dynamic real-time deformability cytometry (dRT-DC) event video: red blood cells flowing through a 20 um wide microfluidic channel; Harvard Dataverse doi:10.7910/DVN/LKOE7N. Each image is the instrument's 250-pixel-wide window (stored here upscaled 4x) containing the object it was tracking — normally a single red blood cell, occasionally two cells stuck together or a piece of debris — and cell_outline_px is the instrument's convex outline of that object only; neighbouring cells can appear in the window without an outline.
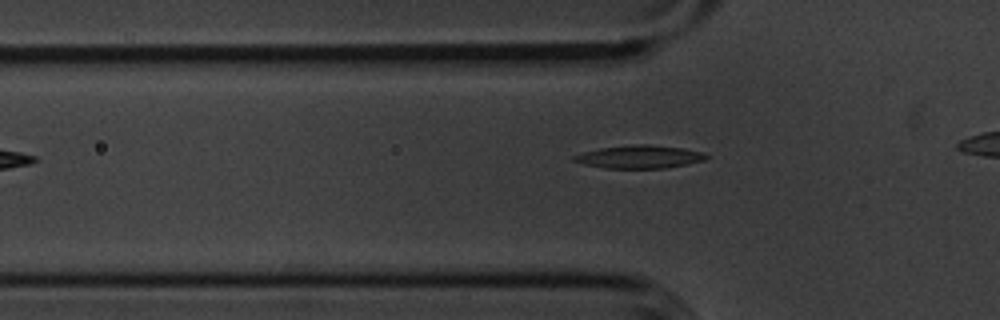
{"species": "common noctule bat (a hibernating species)", "species_latin": "Nyctalus noctula", "temperature_condition": "cold", "stored_images_in_passage": 16, "camera_frame_rate_fps": 3000, "um_per_image_px": 0.085, "animal": {"sex": "male", "body_mass_g": 20.1, "forearm_length_mm": 53.5}, "frame": {"image": 1, "passage_image": 3, "time_ms": 0.667, "image_size_px": [1000, 320], "cell_outline_px": [[708, 156], [704, 160], [664, 168], [604, 168], [584, 164], [572, 160], [572, 156], [584, 152], [600, 148], [636, 144], [648, 144], [684, 148], [704, 152]], "centroid_in_image_um": [54.34, 13.32], "position_along_channel_um": 71.5, "area_um2": 17.57}}
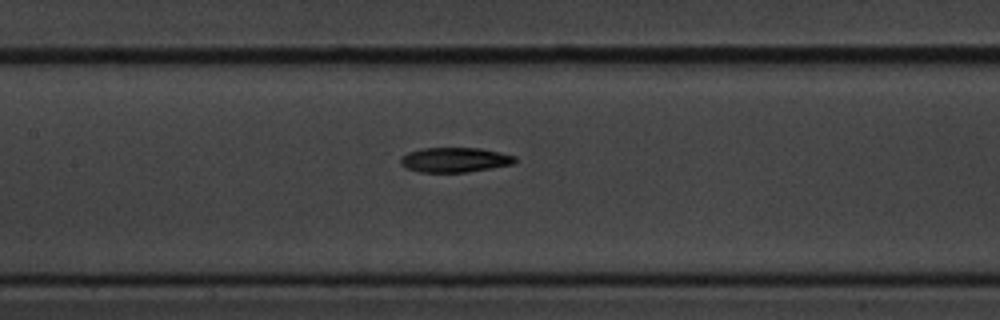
{"frame": {"image": 2, "passage_image": 11, "time_ms": 3.333, "image_size_px": [1000, 320], "cell_outline_px": [[516, 160], [512, 164], [492, 168], [468, 172], [420, 172], [404, 168], [400, 164], [400, 156], [408, 152], [420, 148], [480, 148], [500, 152], [516, 156]], "centroid_in_image_um": [38.61, 13.58], "position_along_channel_um": 168.8, "area_um2": 16.7}}
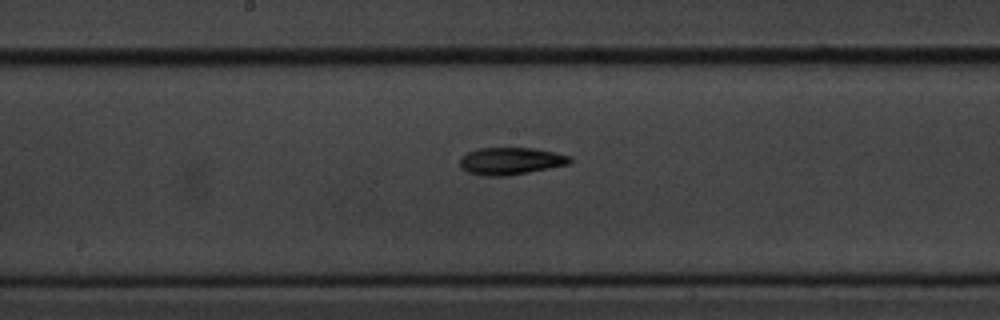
{"frame": {"image": 3, "passage_image": 14, "time_ms": 4.333, "image_size_px": [1000, 320], "cell_outline_px": [[572, 160], [568, 164], [528, 172], [504, 176], [484, 176], [468, 172], [460, 164], [460, 156], [468, 152], [480, 148], [532, 148], [556, 152], [572, 156]], "centroid_in_image_um": [43.42, 13.68], "position_along_channel_um": 204.8, "area_um2": 17.34}}